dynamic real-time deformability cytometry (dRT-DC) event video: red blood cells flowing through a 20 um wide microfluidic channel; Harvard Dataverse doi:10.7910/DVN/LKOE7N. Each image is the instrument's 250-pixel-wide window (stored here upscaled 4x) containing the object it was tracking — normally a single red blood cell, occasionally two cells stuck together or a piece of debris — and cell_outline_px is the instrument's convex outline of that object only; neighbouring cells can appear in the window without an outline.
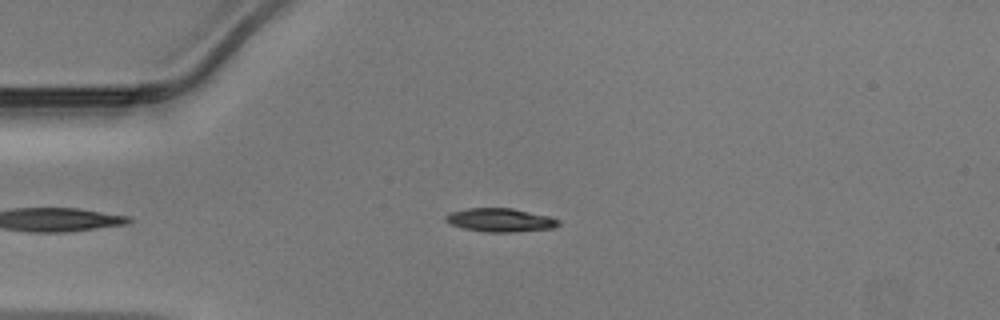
{"species": "Egyptian fruit bat (a non-hibernating species)", "species_latin": "Rousettus aegyptiacus", "temperature_condition": "warm", "stored_images_in_passage": 33, "camera_frame_rate_fps": 3000, "um_per_image_px": 0.085, "animal": {"sex": "male"}, "frame": {"image": 1, "passage_image": 1, "time_ms": 0.0, "image_size_px": [1000, 320], "cell_outline_px": [[560, 224], [552, 228], [512, 232], [484, 232], [464, 228], [452, 224], [444, 220], [444, 216], [452, 212], [468, 208], [512, 208], [548, 216], [560, 220]], "centroid_in_image_um": [42.51, 18.7], "position_along_channel_um": 42.5, "area_um2": 15.32}}
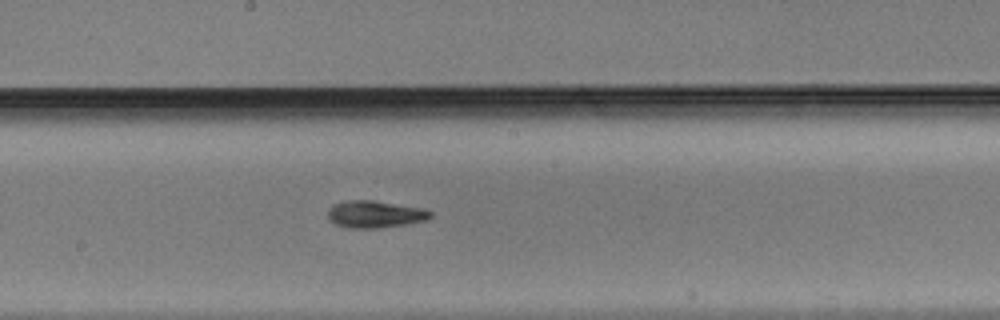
{"frame": {"image": 2, "passage_image": 15, "time_ms": 4.667, "image_size_px": [1000, 320], "cell_outline_px": [[432, 216], [424, 220], [404, 224], [376, 228], [348, 228], [336, 224], [328, 220], [328, 208], [332, 204], [348, 200], [372, 200], [424, 208], [432, 212]], "centroid_in_image_um": [31.83, 18.2], "position_along_channel_um": 216.4, "area_um2": 16.18}}
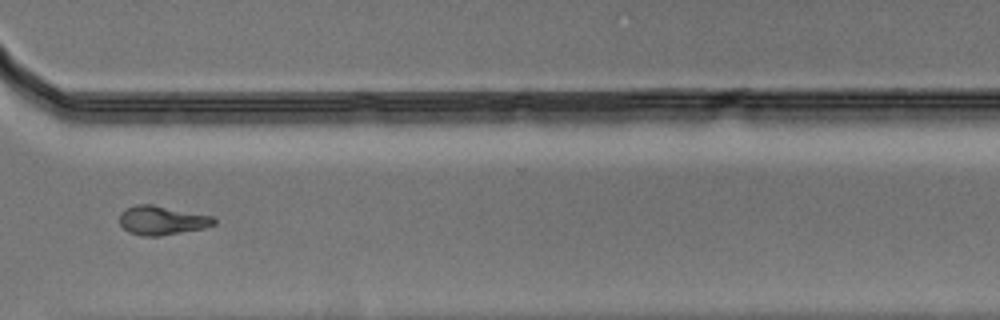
{"frame": {"image": 3, "passage_image": 25, "time_ms": 8.0, "image_size_px": [1000, 320], "cell_outline_px": [[216, 224], [204, 228], [160, 236], [144, 236], [128, 232], [120, 224], [120, 212], [124, 208], [136, 204], [152, 204], [212, 216], [216, 220]], "centroid_in_image_um": [13.74, 18.72], "position_along_channel_um": 356.9, "area_um2": 16.01}}